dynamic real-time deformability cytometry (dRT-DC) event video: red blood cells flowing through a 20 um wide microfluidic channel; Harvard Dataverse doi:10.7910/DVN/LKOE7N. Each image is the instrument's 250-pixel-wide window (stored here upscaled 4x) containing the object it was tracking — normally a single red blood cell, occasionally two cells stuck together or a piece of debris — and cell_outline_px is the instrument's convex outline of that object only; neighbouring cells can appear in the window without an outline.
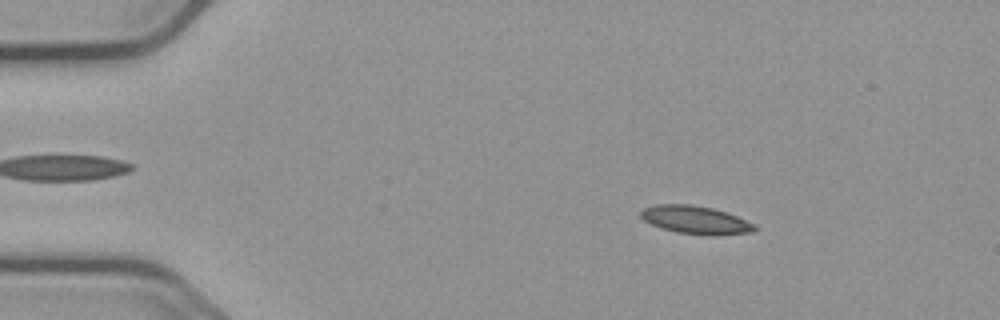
{"species": "common noctule bat (a hibernating species)", "species_latin": "Nyctalus noctula", "temperature_condition": "cold", "stored_images_in_passage": 17, "camera_frame_rate_fps": 3000, "um_per_image_px": 0.085, "animal": {"sex": "male", "body_mass_g": 23.1, "forearm_length_mm": 52.7}, "frame": {"image": 1, "passage_image": 9, "time_ms": 2.667, "image_size_px": [1000, 320], "cell_outline_px": [[756, 228], [752, 232], [712, 236], [676, 232], [660, 228], [644, 220], [640, 216], [640, 212], [644, 208], [656, 204], [692, 204], [712, 208], [736, 216], [756, 224]], "centroid_in_image_um": [59.11, 18.69], "position_along_channel_um": 25.9, "area_um2": 18.61}}